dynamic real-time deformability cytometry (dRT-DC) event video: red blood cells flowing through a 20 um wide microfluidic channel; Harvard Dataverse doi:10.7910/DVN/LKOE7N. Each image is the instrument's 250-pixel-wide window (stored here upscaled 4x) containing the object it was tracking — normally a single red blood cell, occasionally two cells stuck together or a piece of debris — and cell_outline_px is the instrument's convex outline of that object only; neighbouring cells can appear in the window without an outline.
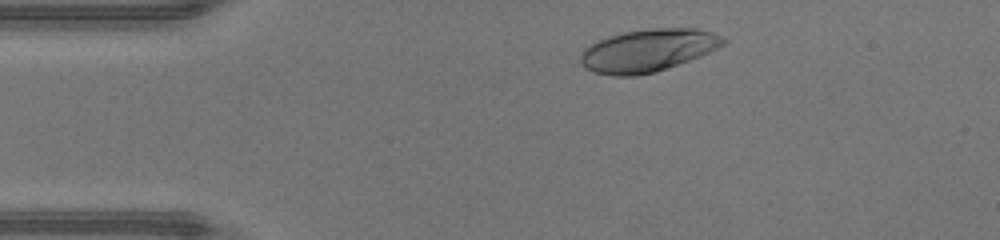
{"species": "human", "species_latin": "Homo sapiens", "temperature_condition": "warm", "stored_images_in_passage": 35, "camera_frame_rate_fps": 3000, "um_per_image_px": 0.085, "donor": {"sex": "male"}, "frame": {"image": 1, "passage_image": 4, "time_ms": 1.0, "image_size_px": [1000, 240], "cell_outline_px": [[728, 40], [724, 44], [700, 56], [656, 72], [636, 76], [616, 76], [596, 72], [584, 68], [580, 64], [580, 52], [584, 48], [608, 36], [624, 32], [652, 28], [696, 28], [712, 32]], "centroid_in_image_um": [55.05, 4.29], "position_along_channel_um": 29.9, "area_um2": 35.32}}
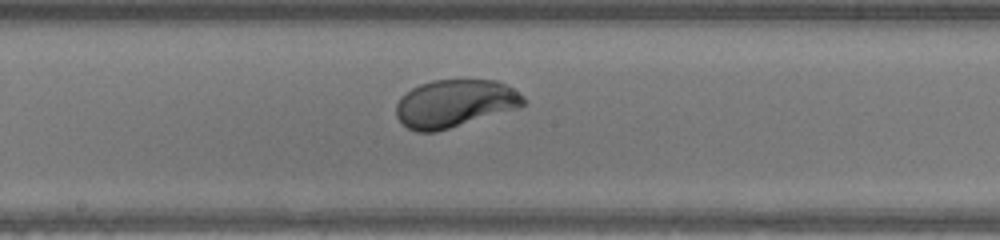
{"frame": {"image": 2, "passage_image": 20, "time_ms": 6.333, "image_size_px": [1000, 240], "cell_outline_px": [[528, 100], [520, 108], [436, 132], [416, 132], [408, 128], [396, 116], [396, 104], [400, 96], [412, 88], [420, 84], [432, 80], [496, 80], [508, 84], [520, 92]], "centroid_in_image_um": [38.69, 8.79], "position_along_channel_um": 209.5, "area_um2": 35.78}}
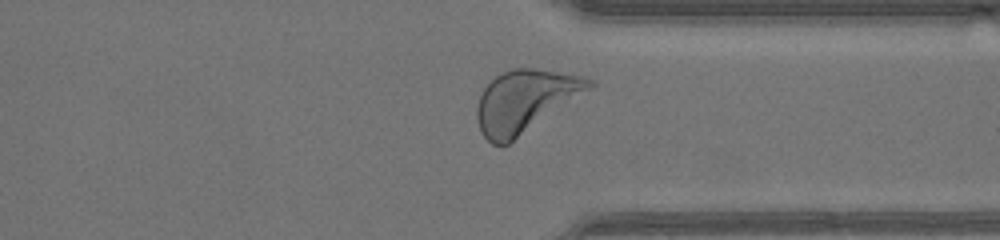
{"frame": {"image": 3, "passage_image": 31, "time_ms": 10.0, "image_size_px": [1000, 240], "cell_outline_px": [[596, 84], [592, 88], [508, 144], [492, 144], [480, 132], [476, 116], [476, 108], [480, 96], [484, 88], [496, 76], [512, 68], [532, 68], [584, 76], [592, 80]], "centroid_in_image_um": [44.62, 8.59], "position_along_channel_um": 366.8, "area_um2": 40.29}, "authors_computed_cell_mechanics": {"area_um2": 35.6626, "velocity_mm_per_s": 4.342, "shape_relaxation_time_tau1_ms": 2.1026, "shape_relaxation_time_tau2_ms": null, "deformation_change_tau1": 0.1665, "deformation_change_tau2": null}}